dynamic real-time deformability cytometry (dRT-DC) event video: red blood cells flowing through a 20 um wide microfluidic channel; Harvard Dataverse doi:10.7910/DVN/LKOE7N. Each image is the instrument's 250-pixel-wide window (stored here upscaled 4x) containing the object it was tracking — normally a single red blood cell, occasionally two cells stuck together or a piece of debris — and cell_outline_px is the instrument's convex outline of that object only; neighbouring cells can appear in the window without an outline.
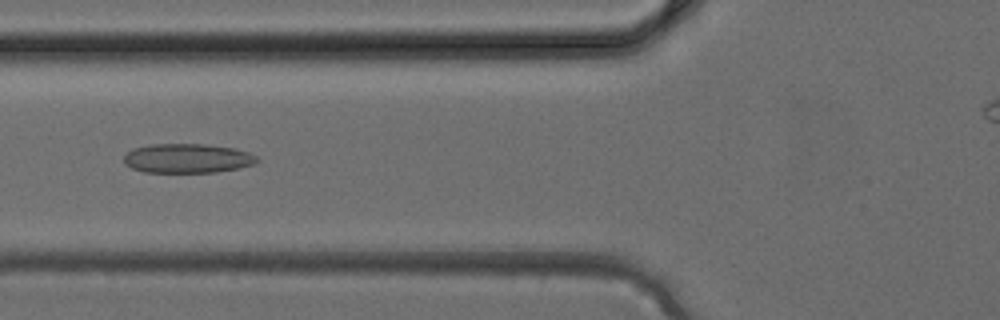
{"species": "common noctule bat (a hibernating species)", "species_latin": "Nyctalus noctula", "temperature_condition": "cold", "stored_images_in_passage": 34, "camera_frame_rate_fps": 3000, "um_per_image_px": 0.085, "animal": {"sex": "female", "body_mass_g": 24.6, "forearm_length_mm": 56.2}, "frame": {"image": 1, "passage_image": 14, "time_ms": 4.333, "image_size_px": [1000, 320], "cell_outline_px": [[260, 160], [256, 164], [216, 172], [144, 172], [132, 168], [124, 164], [124, 156], [132, 148], [152, 144], [208, 144], [236, 148], [248, 152], [256, 156]], "centroid_in_image_um": [15.94, 13.45], "position_along_channel_um": 109.9, "area_um2": 22.89}}
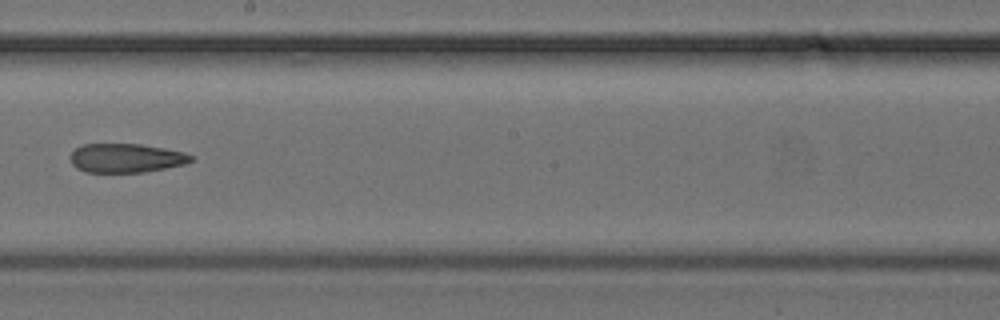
{"frame": {"image": 2, "passage_image": 21, "time_ms": 6.667, "image_size_px": [1000, 320], "cell_outline_px": [[196, 160], [184, 164], [144, 172], [84, 172], [76, 168], [72, 164], [72, 152], [76, 148], [84, 144], [140, 144], [164, 148], [184, 152], [196, 156]], "centroid_in_image_um": [10.77, 13.43], "position_along_channel_um": 237.4, "area_um2": 20.4}}
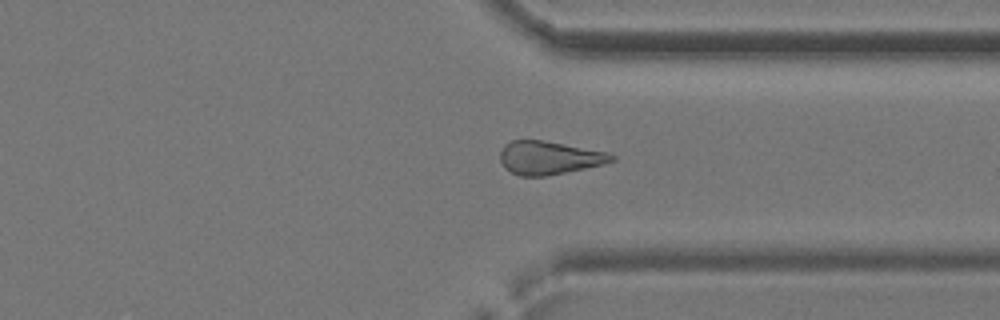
{"frame": {"image": 3, "passage_image": 28, "time_ms": 9.0, "image_size_px": [1000, 320], "cell_outline_px": [[616, 160], [604, 164], [544, 176], [520, 176], [504, 168], [500, 160], [500, 152], [504, 144], [512, 140], [544, 140], [608, 152], [616, 156]], "centroid_in_image_um": [46.67, 13.4], "position_along_channel_um": 364.7, "area_um2": 21.62}}